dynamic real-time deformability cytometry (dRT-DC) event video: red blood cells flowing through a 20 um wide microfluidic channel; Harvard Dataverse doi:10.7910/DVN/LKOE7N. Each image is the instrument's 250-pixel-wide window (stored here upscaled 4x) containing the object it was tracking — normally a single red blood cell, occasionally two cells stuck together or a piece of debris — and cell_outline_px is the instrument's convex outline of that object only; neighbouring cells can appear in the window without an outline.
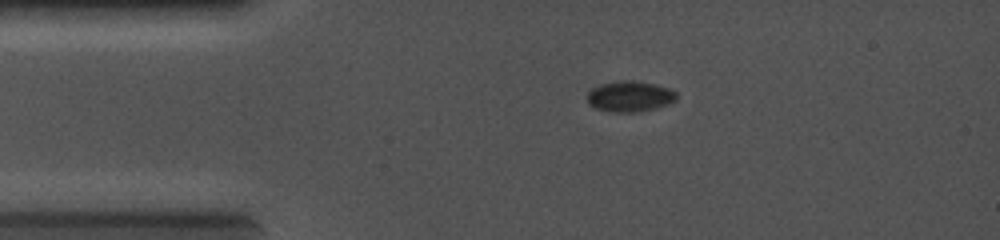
{"species": "common noctule bat (a hibernating species)", "species_latin": "Nyctalus noctula", "temperature_condition": "cold", "stored_images_in_passage": 3, "camera_frame_rate_fps": 5000, "um_per_image_px": 0.085, "animal": {"sex": "female", "body_mass_g": 19.0, "forearm_length_mm": 56.7}, "frame": {"image": 1, "passage_image": 1, "time_ms": 0.0, "image_size_px": [1000, 240], "cell_outline_px": [[676, 100], [668, 104], [656, 108], [636, 112], [612, 112], [596, 108], [588, 104], [588, 92], [592, 88], [600, 84], [620, 80], [632, 80], [652, 84], [668, 88], [676, 92]], "centroid_in_image_um": [53.52, 8.19], "position_along_channel_um": 31.5, "area_um2": 15.9}}